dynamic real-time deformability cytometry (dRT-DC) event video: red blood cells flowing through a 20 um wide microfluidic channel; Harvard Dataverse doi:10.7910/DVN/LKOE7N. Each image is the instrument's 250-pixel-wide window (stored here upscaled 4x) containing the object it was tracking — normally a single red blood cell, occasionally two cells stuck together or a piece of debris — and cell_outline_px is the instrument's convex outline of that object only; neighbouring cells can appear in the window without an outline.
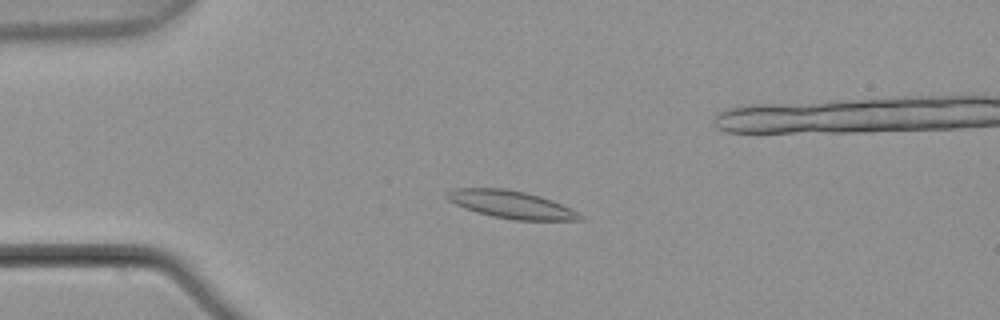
{"species": "common noctule bat (a hibernating species)", "species_latin": "Nyctalus noctula", "temperature_condition": "warm", "stored_images_in_passage": 7, "segment_of_instrument_passage": [1, 2], "camera_frame_rate_fps": 3000, "um_per_image_px": 0.085, "animal": {"sex": "male", "body_mass_g": 21.5, "forearm_length_mm": 52.0}, "frame": {"image": 1, "passage_image": 4, "time_ms": 1.0, "image_size_px": [1000, 320], "cell_outline_px": [[584, 220], [512, 220], [492, 216], [476, 212], [464, 208], [448, 200], [444, 196], [444, 192], [452, 188], [508, 188], [540, 196], [552, 200], [584, 216]], "centroid_in_image_um": [43.38, 17.37], "position_along_channel_um": 41.6, "area_um2": 21.5}}
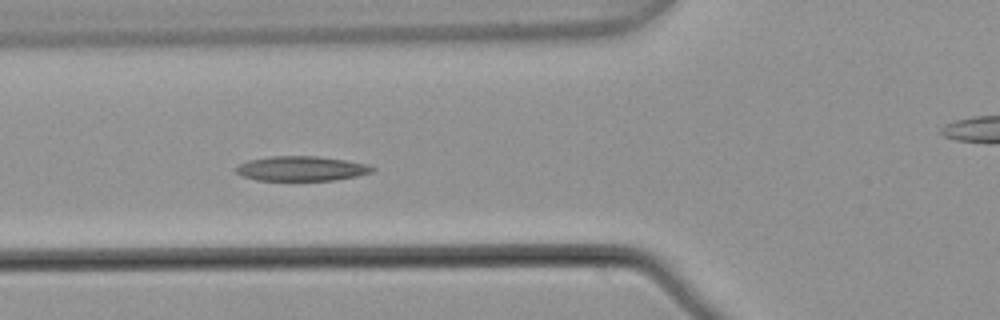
{"frame": {"image": 2, "passage_image": 6, "time_ms": 1.667, "image_size_px": [1000, 320], "cell_outline_px": [[376, 168], [372, 172], [356, 176], [332, 180], [256, 180], [244, 176], [236, 172], [236, 168], [240, 164], [248, 160], [272, 156], [316, 156], [344, 160], [368, 164]], "centroid_in_image_um": [25.63, 14.32], "position_along_channel_um": 100.2, "area_um2": 19.42}}